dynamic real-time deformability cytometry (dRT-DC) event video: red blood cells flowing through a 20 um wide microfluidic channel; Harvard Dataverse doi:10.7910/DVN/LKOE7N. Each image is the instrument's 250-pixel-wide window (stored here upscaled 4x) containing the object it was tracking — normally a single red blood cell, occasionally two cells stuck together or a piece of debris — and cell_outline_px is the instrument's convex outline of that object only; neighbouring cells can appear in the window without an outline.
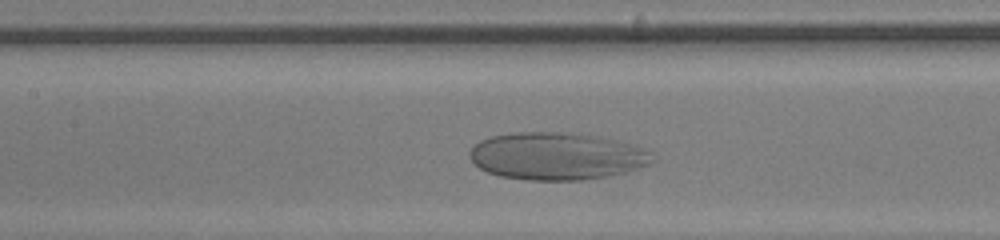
{"species": "human", "species_latin": "Homo sapiens", "temperature_condition": "room temperature", "stored_images_in_passage": 29, "camera_frame_rate_fps": 3000, "um_per_image_px": 0.085, "donor": {"sex": "male"}, "frame": {"image": 1, "passage_image": 11, "time_ms": 3.333, "image_size_px": [1000, 240], "cell_outline_px": [[656, 160], [648, 164], [624, 172], [608, 176], [584, 180], [528, 180], [500, 176], [488, 172], [480, 168], [472, 160], [472, 148], [480, 140], [492, 136], [516, 132], [568, 132], [600, 136], [628, 144], [640, 148], [648, 152]], "centroid_in_image_um": [47.31, 13.27], "position_along_channel_um": 160.1, "area_um2": 49.94}}
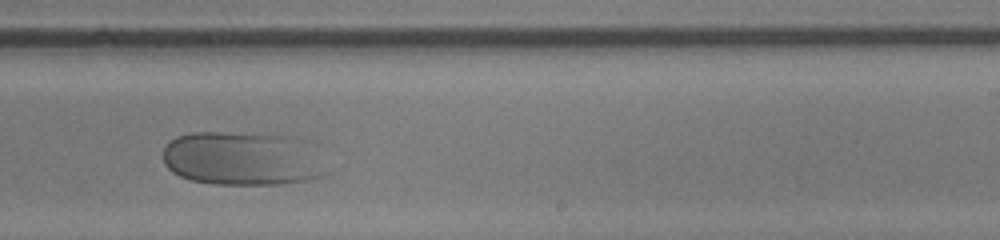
{"frame": {"image": 2, "passage_image": 19, "time_ms": 6.0, "image_size_px": [1000, 240], "cell_outline_px": [[320, 176], [308, 180], [280, 184], [212, 184], [192, 180], [180, 176], [172, 172], [164, 164], [164, 148], [176, 136], [192, 132], [220, 132], [300, 136], [308, 140]], "centroid_in_image_um": [20.47, 13.46], "position_along_channel_um": 268.5, "area_um2": 50.52}}
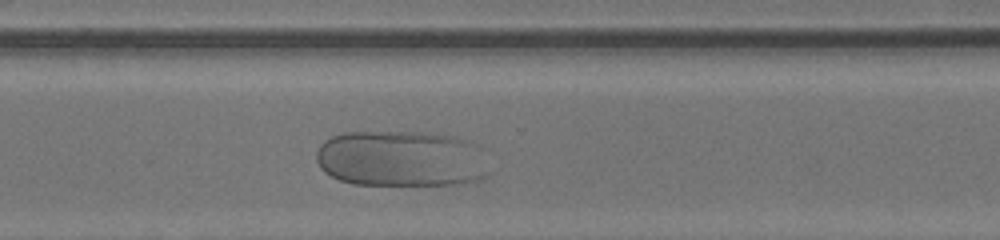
{"frame": {"image": 3, "passage_image": 24, "time_ms": 7.667, "image_size_px": [1000, 240], "cell_outline_px": [[484, 176], [476, 180], [460, 184], [352, 184], [340, 180], [324, 172], [320, 168], [316, 160], [316, 152], [320, 144], [324, 140], [332, 136], [344, 132], [420, 132], [456, 136], [472, 144]], "centroid_in_image_um": [33.89, 13.48], "position_along_channel_um": 336.7, "area_um2": 55.31}}